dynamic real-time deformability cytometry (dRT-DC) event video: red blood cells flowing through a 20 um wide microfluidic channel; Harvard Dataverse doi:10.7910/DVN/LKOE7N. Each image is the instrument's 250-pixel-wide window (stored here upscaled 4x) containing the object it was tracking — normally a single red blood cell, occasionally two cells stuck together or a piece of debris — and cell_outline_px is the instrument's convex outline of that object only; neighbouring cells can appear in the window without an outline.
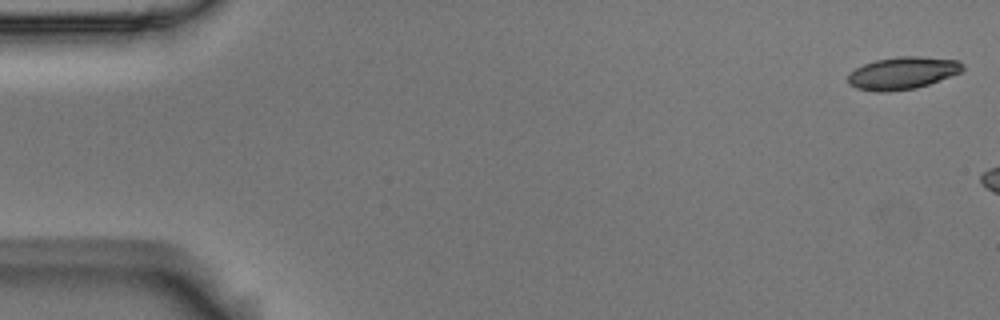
{"species": "Egyptian fruit bat (a non-hibernating species)", "species_latin": "Rousettus aegyptiacus", "temperature_condition": "room temperature", "stored_images_in_passage": 7, "camera_frame_rate_fps": 3000, "um_per_image_px": 0.085, "animal": {"sex": "male"}, "frame": {"image": 1, "passage_image": 1, "time_ms": 0.0, "image_size_px": [1000, 320], "cell_outline_px": [[964, 68], [960, 72], [928, 84], [916, 88], [888, 92], [876, 92], [856, 88], [848, 84], [848, 72], [864, 64], [876, 60], [896, 56], [920, 56], [956, 60], [964, 64]], "centroid_in_image_um": [76.67, 6.21], "position_along_channel_um": 8.3, "area_um2": 21.68}}